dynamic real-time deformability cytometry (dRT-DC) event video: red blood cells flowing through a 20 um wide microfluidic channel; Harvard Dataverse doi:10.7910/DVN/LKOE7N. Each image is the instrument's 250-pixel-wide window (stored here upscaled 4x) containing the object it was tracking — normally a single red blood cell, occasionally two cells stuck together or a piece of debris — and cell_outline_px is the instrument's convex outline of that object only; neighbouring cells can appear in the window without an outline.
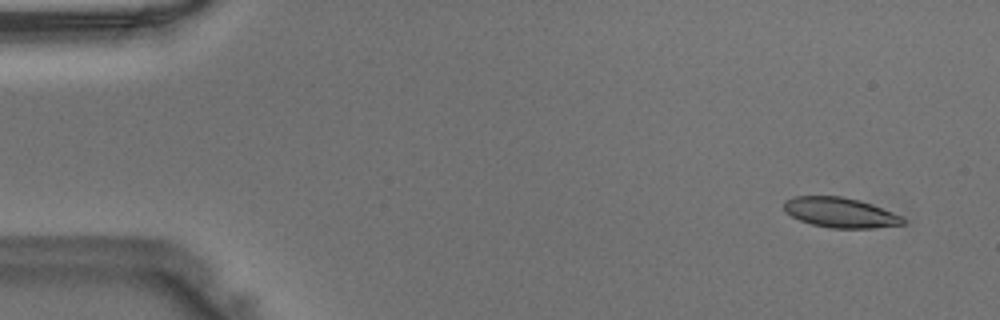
{"species": "Egyptian fruit bat (a non-hibernating species)", "species_latin": "Rousettus aegyptiacus", "temperature_condition": "warm", "stored_images_in_passage": 45, "camera_frame_rate_fps": 3000, "um_per_image_px": 0.085, "animal": {"sex": "male"}, "frame": {"image": 1, "passage_image": 2, "time_ms": 0.333, "image_size_px": [1000, 320], "cell_outline_px": [[904, 224], [872, 228], [832, 228], [812, 224], [800, 220], [784, 212], [784, 200], [796, 196], [840, 196], [860, 200], [872, 204], [904, 216]], "centroid_in_image_um": [71.43, 18.06], "position_along_channel_um": 13.6, "area_um2": 20.87}}
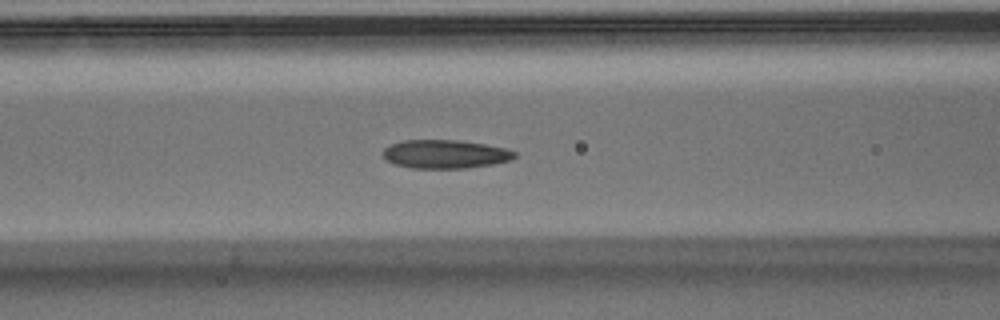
{"frame": {"image": 2, "passage_image": 18, "time_ms": 5.667, "image_size_px": [1000, 320], "cell_outline_px": [[516, 156], [512, 160], [492, 164], [464, 168], [412, 168], [396, 164], [388, 160], [384, 156], [384, 148], [400, 140], [456, 140], [484, 144], [504, 148], [516, 152]], "centroid_in_image_um": [37.85, 13.09], "position_along_channel_um": 128.7, "area_um2": 21.68}}
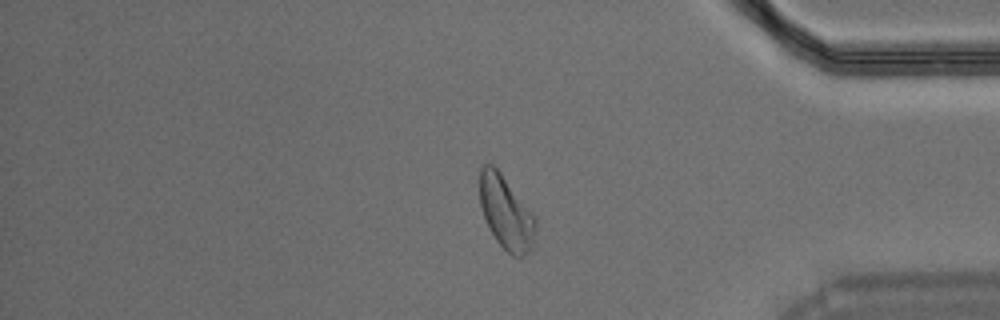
{"frame": {"image": 3, "passage_image": 38, "time_ms": 12.333, "image_size_px": [1000, 320], "cell_outline_px": [[536, 224], [532, 252], [520, 260], [512, 256], [496, 240], [484, 216], [480, 204], [480, 168], [484, 164], [492, 164], [500, 172], [536, 220]], "centroid_in_image_um": [43.02, 18.14], "position_along_channel_um": 392.2, "area_um2": 23.52}}